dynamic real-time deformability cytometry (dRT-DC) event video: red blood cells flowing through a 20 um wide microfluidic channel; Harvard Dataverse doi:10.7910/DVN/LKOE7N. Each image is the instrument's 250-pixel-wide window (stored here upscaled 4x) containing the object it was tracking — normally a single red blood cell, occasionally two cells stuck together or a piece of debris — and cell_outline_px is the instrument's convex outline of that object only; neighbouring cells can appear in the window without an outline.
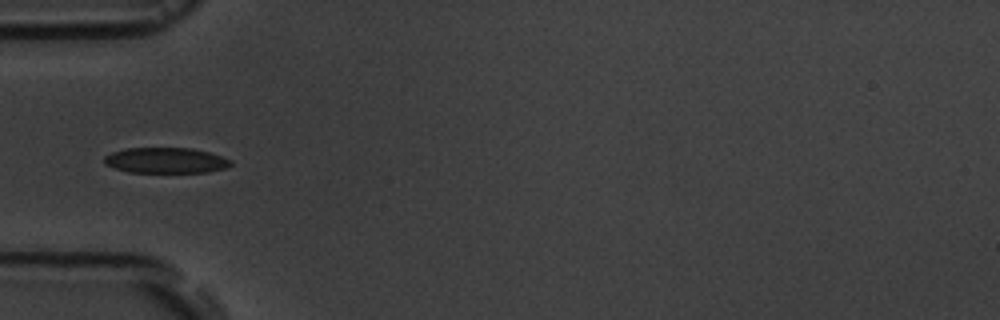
{"species": "common noctule bat (a hibernating species)", "species_latin": "Nyctalus noctula", "temperature_condition": "room temperature", "stored_images_in_passage": 2, "camera_frame_rate_fps": 3000, "um_per_image_px": 0.085, "animal": {"sex": "male", "body_mass_g": 19.5, "forearm_length_mm": 54.6}, "frame": {"image": 1, "passage_image": 2, "time_ms": 1.0, "image_size_px": [1000, 320], "cell_outline_px": [[232, 164], [224, 168], [208, 172], [128, 172], [104, 164], [104, 156], [112, 152], [124, 148], [192, 148], [208, 152], [232, 160]], "centroid_in_image_um": [14.07, 13.63], "position_along_channel_um": 70.9, "area_um2": 18.79}}